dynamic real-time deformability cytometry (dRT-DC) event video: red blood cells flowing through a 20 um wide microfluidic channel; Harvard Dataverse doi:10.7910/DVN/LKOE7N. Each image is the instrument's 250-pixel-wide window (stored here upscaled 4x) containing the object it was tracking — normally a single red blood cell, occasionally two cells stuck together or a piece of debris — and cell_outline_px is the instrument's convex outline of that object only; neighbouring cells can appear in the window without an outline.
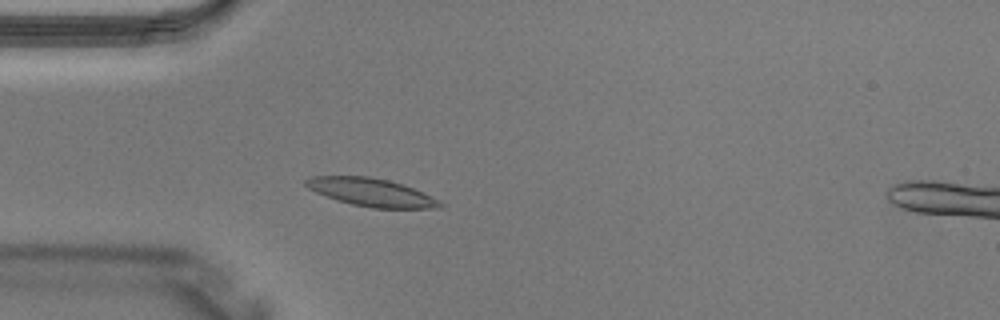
{"species": "Egyptian fruit bat (a non-hibernating species)", "species_latin": "Rousettus aegyptiacus", "temperature_condition": "warm", "stored_images_in_passage": 4, "camera_frame_rate_fps": 3000, "um_per_image_px": 0.085, "animal": {"sex": "male"}, "frame": {"image": 1, "passage_image": 3, "time_ms": 0.667, "image_size_px": [1000, 320], "cell_outline_px": [[444, 208], [372, 208], [352, 204], [336, 200], [316, 192], [308, 188], [304, 184], [304, 180], [312, 176], [368, 176], [388, 180], [412, 188], [440, 200], [444, 204]], "centroid_in_image_um": [31.55, 16.35], "position_along_channel_um": 53.4, "area_um2": 21.79}}